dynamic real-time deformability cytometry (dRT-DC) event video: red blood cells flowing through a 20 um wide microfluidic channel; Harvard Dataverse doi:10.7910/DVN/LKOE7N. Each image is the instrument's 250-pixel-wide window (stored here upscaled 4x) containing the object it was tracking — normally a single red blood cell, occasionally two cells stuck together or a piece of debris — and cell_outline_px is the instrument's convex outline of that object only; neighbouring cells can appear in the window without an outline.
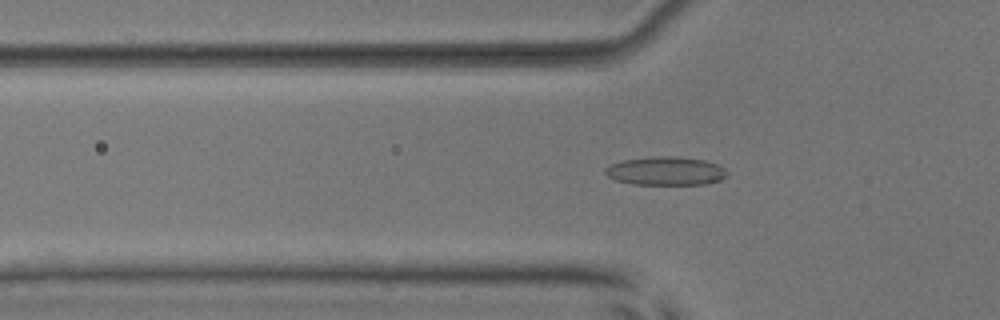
{"species": "common noctule bat (a hibernating species)", "species_latin": "Nyctalus noctula", "temperature_condition": "room temperature", "stored_images_in_passage": 49, "camera_frame_rate_fps": 3000, "um_per_image_px": 0.085, "animal": {"sex": "male", "body_mass_g": 17.9, "forearm_length_mm": 54.2}, "frame": {"image": 1, "passage_image": 19, "time_ms": 6.0, "image_size_px": [1000, 320], "cell_outline_px": [[728, 176], [720, 180], [704, 184], [632, 184], [616, 180], [608, 176], [604, 172], [604, 168], [612, 164], [624, 160], [656, 156], [676, 156], [704, 160], [716, 164], [724, 168], [728, 172]], "centroid_in_image_um": [56.6, 14.53], "position_along_channel_um": 69.2, "area_um2": 20.17}}
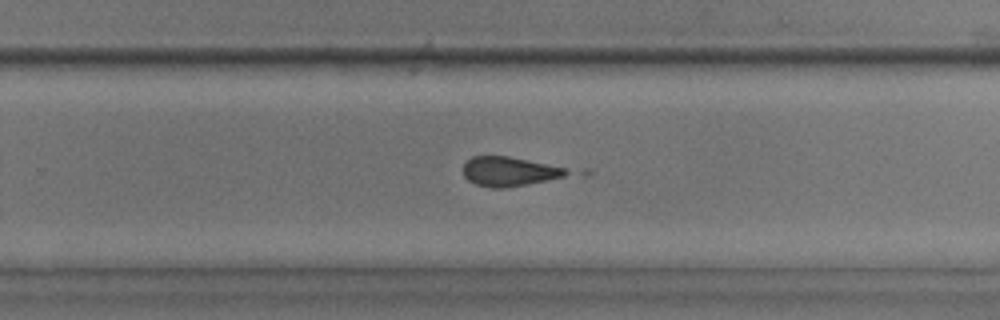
{"frame": {"image": 2, "passage_image": 36, "time_ms": 11.667, "image_size_px": [1000, 320], "cell_outline_px": [[592, 176], [504, 188], [492, 188], [476, 184], [468, 180], [464, 176], [464, 164], [472, 156], [508, 156], [588, 168], [592, 172]], "centroid_in_image_um": [44.02, 14.59], "position_along_channel_um": 285.8, "area_um2": 20.81}}
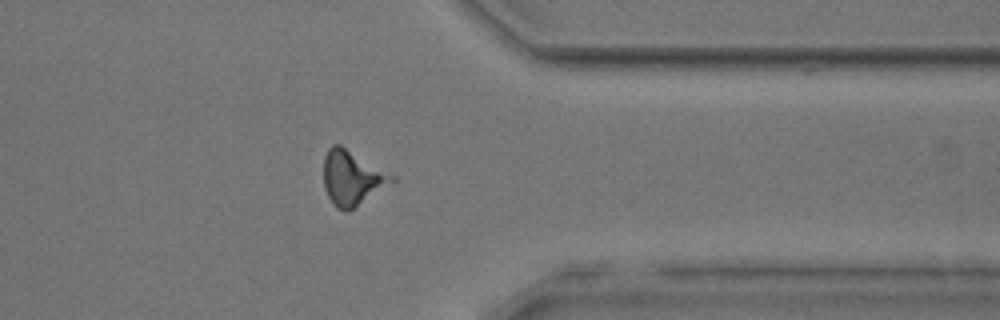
{"frame": {"image": 3, "passage_image": 44, "time_ms": 14.333, "image_size_px": [1000, 320], "cell_outline_px": [[396, 180], [348, 212], [344, 212], [336, 208], [332, 204], [324, 188], [324, 156], [328, 148], [332, 144], [340, 144], [396, 176]], "centroid_in_image_um": [29.91, 15.12], "position_along_channel_um": 381.5, "area_um2": 21.85}}